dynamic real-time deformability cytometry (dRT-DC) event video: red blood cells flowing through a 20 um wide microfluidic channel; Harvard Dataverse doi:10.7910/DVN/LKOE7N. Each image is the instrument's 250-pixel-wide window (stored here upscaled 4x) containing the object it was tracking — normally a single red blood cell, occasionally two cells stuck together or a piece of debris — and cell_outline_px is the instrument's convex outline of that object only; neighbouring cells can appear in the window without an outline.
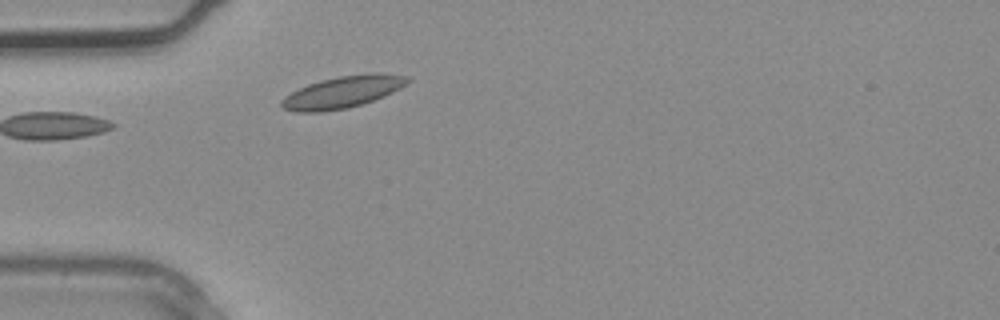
{"species": "common noctule bat (a hibernating species)", "species_latin": "Nyctalus noctula", "temperature_condition": "warm", "stored_images_in_passage": 1, "camera_frame_rate_fps": 3000, "um_per_image_px": 0.085, "animal": {"sex": "male", "body_mass_g": 20.4}, "frame": {"image": 1, "passage_image": 1, "time_ms": 0.0, "image_size_px": [1000, 320], "cell_outline_px": [[412, 80], [400, 88], [384, 96], [348, 108], [320, 112], [296, 112], [284, 108], [280, 104], [280, 100], [284, 96], [308, 84], [320, 80], [340, 76], [372, 72], [408, 76]], "centroid_in_image_um": [29.12, 7.82], "position_along_channel_um": 55.9, "area_um2": 23.29}}